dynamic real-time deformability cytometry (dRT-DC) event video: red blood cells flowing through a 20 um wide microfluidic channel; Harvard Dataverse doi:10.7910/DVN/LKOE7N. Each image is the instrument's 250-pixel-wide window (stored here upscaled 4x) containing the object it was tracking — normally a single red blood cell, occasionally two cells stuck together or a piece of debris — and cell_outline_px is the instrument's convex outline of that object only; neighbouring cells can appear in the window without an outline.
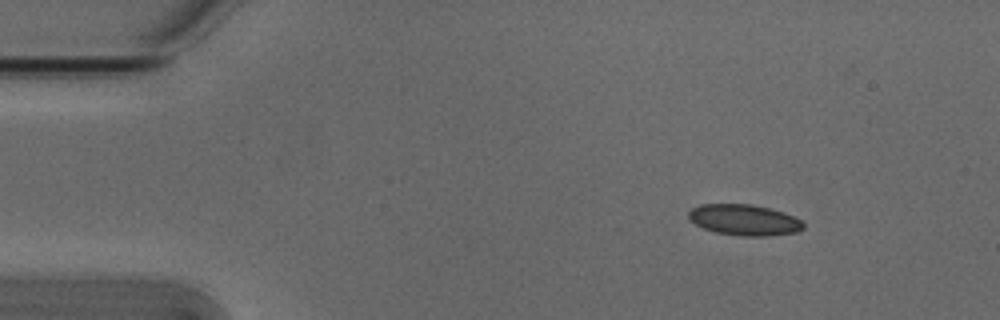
{"species": "Egyptian fruit bat (a non-hibernating species)", "species_latin": "Rousettus aegyptiacus", "temperature_condition": "cold", "stored_images_in_passage": 4, "camera_frame_rate_fps": 3000, "um_per_image_px": 0.085, "animal": {"sex": "male"}, "frame": {"image": 1, "passage_image": 2, "time_ms": 0.333, "image_size_px": [1000, 320], "cell_outline_px": [[804, 228], [800, 232], [768, 236], [740, 236], [716, 232], [704, 228], [688, 220], [688, 212], [692, 208], [700, 204], [752, 204], [784, 212], [800, 220], [804, 224]], "centroid_in_image_um": [63.26, 18.7], "position_along_channel_um": 21.7, "area_um2": 20.81}}
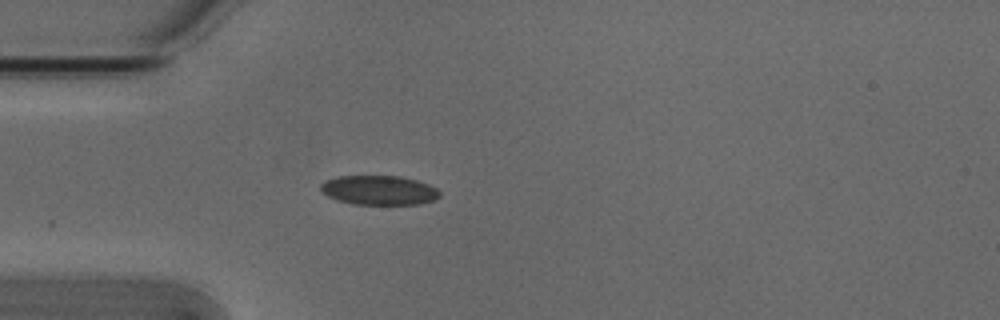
{"frame": {"image": 2, "passage_image": 4, "time_ms": 1.0, "image_size_px": [1000, 320], "cell_outline_px": [[440, 196], [432, 200], [420, 204], [352, 204], [336, 200], [328, 196], [320, 188], [320, 184], [336, 176], [400, 176], [416, 180], [428, 184], [436, 188], [440, 192]], "centroid_in_image_um": [32.21, 16.17], "position_along_channel_um": 52.8, "area_um2": 20.29}}